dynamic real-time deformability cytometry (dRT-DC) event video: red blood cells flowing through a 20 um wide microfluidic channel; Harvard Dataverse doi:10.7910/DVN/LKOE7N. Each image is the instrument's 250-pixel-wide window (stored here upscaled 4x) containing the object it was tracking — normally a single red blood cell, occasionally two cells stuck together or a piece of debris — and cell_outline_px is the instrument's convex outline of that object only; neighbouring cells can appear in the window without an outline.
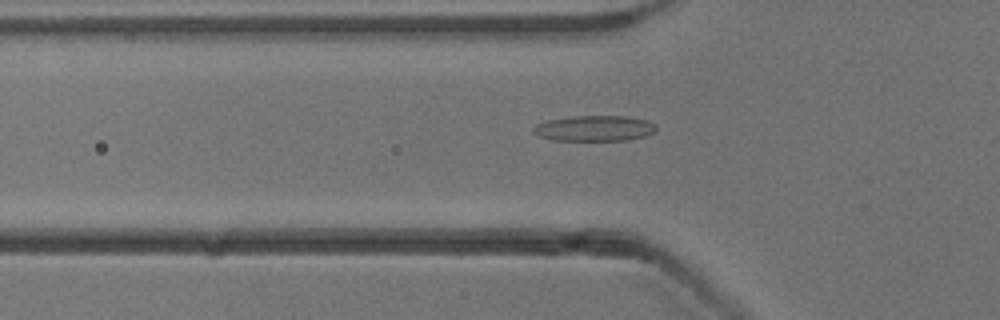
{"species": "common noctule bat (a hibernating species)", "species_latin": "Nyctalus noctula", "temperature_condition": "cold", "stored_images_in_passage": 30, "camera_frame_rate_fps": 3000, "um_per_image_px": 0.085, "animal": {"sex": "male", "body_mass_g": 13.3}, "frame": {"image": 1, "passage_image": 7, "time_ms": 2.0, "image_size_px": [1000, 320], "cell_outline_px": [[656, 128], [652, 132], [644, 136], [628, 140], [552, 140], [540, 136], [532, 132], [532, 128], [536, 124], [548, 120], [572, 116], [624, 116], [648, 120], [656, 124]], "centroid_in_image_um": [50.51, 10.9], "position_along_channel_um": 75.3, "area_um2": 18.26}}
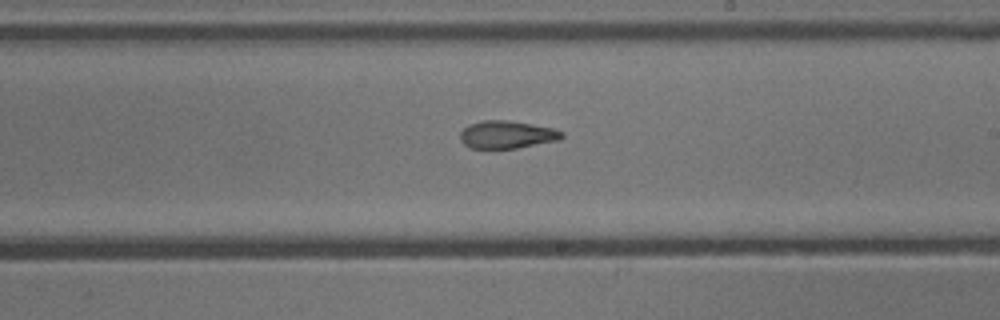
{"frame": {"image": 2, "passage_image": 20, "time_ms": 6.333, "image_size_px": [1000, 320], "cell_outline_px": [[564, 136], [560, 140], [516, 148], [468, 148], [460, 140], [460, 132], [468, 124], [484, 120], [508, 120], [556, 128], [564, 132]], "centroid_in_image_um": [43.11, 11.43], "position_along_channel_um": 245.9, "area_um2": 16.59}}
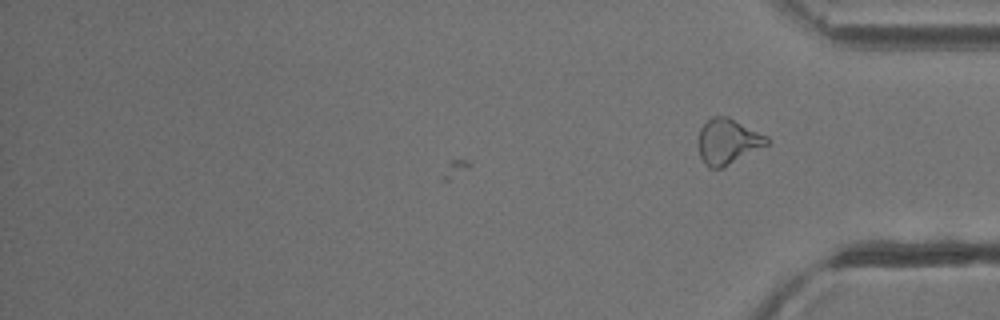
{"frame": {"image": 3, "passage_image": 30, "time_ms": 9.667, "image_size_px": [1000, 320], "cell_outline_px": [[768, 144], [720, 168], [708, 168], [704, 164], [700, 156], [696, 140], [700, 128], [712, 116], [728, 116], [768, 136]], "centroid_in_image_um": [61.81, 12.0], "position_along_channel_um": 373.4, "area_um2": 18.09}, "authors_computed_cell_mechanics": {"area_um2": 17.1377, "velocity_mm_per_s": 3.9098, "shape_relaxation_time_tau1_ms": null, "shape_relaxation_time_tau2_ms": 3.3404, "deformation_change_tau1": null, "deformation_change_tau2": 0.1113}}